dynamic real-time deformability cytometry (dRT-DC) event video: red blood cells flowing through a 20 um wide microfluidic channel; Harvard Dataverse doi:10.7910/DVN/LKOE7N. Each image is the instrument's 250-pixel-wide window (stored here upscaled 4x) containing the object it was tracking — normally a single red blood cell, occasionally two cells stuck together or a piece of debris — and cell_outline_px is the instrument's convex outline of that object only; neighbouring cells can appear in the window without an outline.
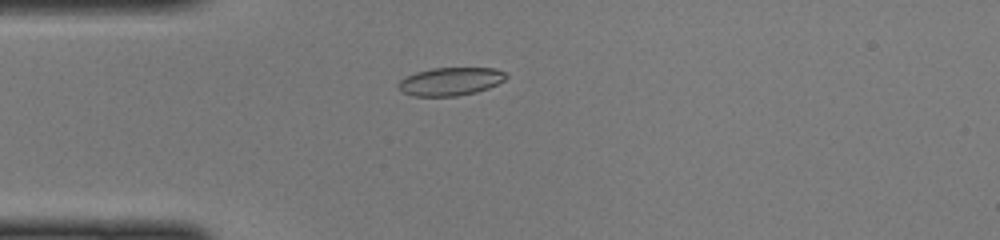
{"species": "common noctule bat (a hibernating species)", "species_latin": "Nyctalus noctula", "temperature_condition": "cold", "stored_images_in_passage": 45, "camera_frame_rate_fps": 3000, "um_per_image_px": 0.085, "animal": {"sex": "female", "body_mass_g": 22.0, "forearm_length_mm": 56.7}, "frame": {"image": 1, "passage_image": 10, "time_ms": 3.0, "image_size_px": [1000, 240], "cell_outline_px": [[508, 76], [504, 80], [488, 88], [476, 92], [456, 96], [412, 96], [400, 92], [396, 88], [396, 84], [400, 80], [416, 72], [432, 68], [496, 68], [504, 72]], "centroid_in_image_um": [38.24, 6.93], "position_along_channel_um": 46.8, "area_um2": 17.74}}
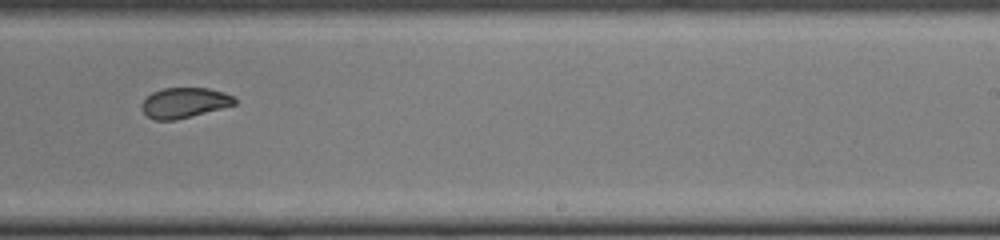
{"frame": {"image": 2, "passage_image": 27, "time_ms": 8.667, "image_size_px": [1000, 240], "cell_outline_px": [[236, 104], [192, 116], [176, 120], [156, 120], [148, 116], [140, 108], [140, 104], [152, 92], [164, 88], [208, 88], [224, 92], [232, 96], [236, 100]], "centroid_in_image_um": [15.65, 8.73], "position_along_channel_um": 273.3, "area_um2": 16.3}}
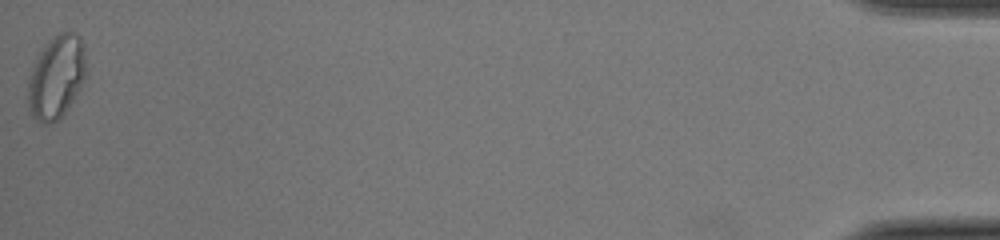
{"frame": {"image": 3, "passage_image": 45, "time_ms": 14.667, "image_size_px": [1000, 240], "cell_outline_px": [[84, 80], [60, 120], [48, 124], [44, 124], [36, 120], [32, 116], [28, 108], [28, 76], [44, 44], [56, 32], [72, 32], [80, 36], [84, 44]], "centroid_in_image_um": [4.76, 6.54], "position_along_channel_um": 430.4, "area_um2": 28.15}}